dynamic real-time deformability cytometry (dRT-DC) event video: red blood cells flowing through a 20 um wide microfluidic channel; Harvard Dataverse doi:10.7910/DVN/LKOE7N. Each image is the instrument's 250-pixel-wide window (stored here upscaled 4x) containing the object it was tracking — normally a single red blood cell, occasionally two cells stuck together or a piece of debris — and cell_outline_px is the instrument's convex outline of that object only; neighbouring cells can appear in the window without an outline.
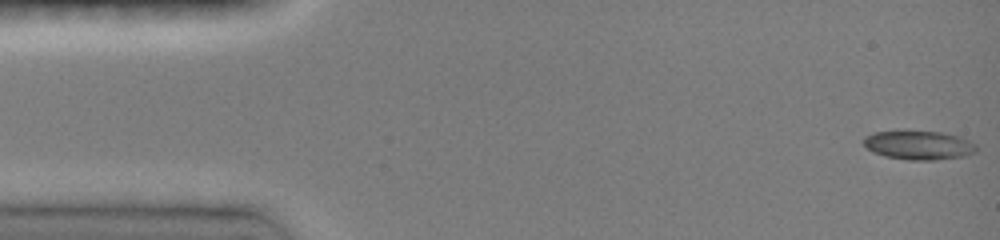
{"species": "common noctule bat (a hibernating species)", "species_latin": "Nyctalus noctula", "temperature_condition": "room temperature", "stored_images_in_passage": 44, "camera_frame_rate_fps": 3000, "um_per_image_px": 0.085, "animal": {"sex": "female", "body_mass_g": 19.0, "forearm_length_mm": 51.5}, "frame": {"image": 1, "passage_image": 1, "time_ms": 0.0, "image_size_px": [1000, 240], "cell_outline_px": [[976, 152], [964, 156], [936, 160], [908, 160], [884, 156], [872, 152], [864, 144], [864, 136], [872, 132], [904, 128], [944, 132], [960, 136], [976, 144]], "centroid_in_image_um": [78.06, 12.29], "position_along_channel_um": 6.9, "area_um2": 19.94}}
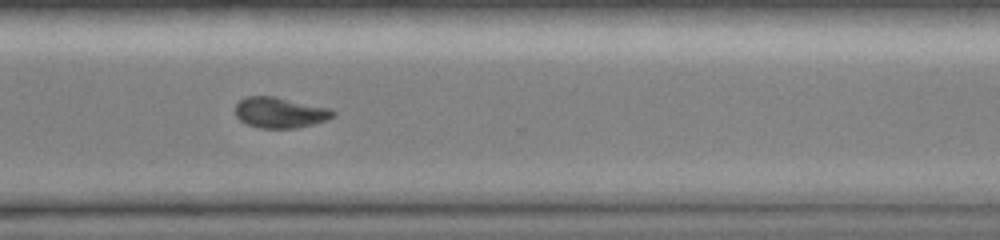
{"frame": {"image": 2, "passage_image": 32, "time_ms": 11.333, "image_size_px": [1000, 240], "cell_outline_px": [[336, 116], [328, 120], [296, 128], [260, 128], [248, 124], [240, 120], [236, 116], [236, 104], [240, 100], [248, 96], [276, 96], [328, 108], [336, 112]], "centroid_in_image_um": [23.82, 9.57], "position_along_channel_um": 346.8, "area_um2": 17.46}}
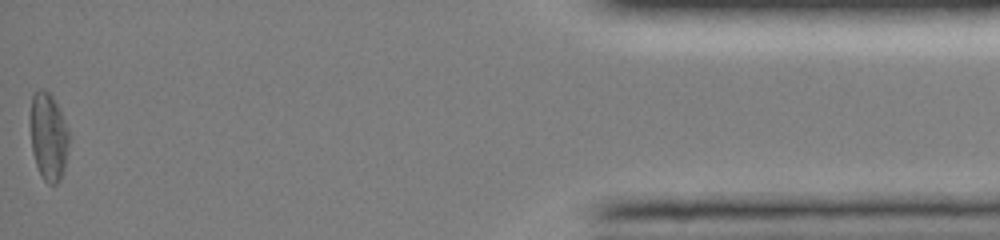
{"frame": {"image": 3, "passage_image": 44, "time_ms": 15.333, "image_size_px": [1000, 240], "cell_outline_px": [[68, 144], [64, 168], [60, 180], [56, 184], [48, 184], [44, 180], [36, 164], [32, 152], [32, 96], [36, 88], [44, 88], [52, 96], [60, 108], [68, 132]], "centroid_in_image_um": [4.13, 11.59], "position_along_channel_um": 431.1, "area_um2": 19.31}, "authors_computed_cell_mechanics": {"area_um2": 18.3515, "velocity_mm_per_s": 4.0756, "shape_relaxation_time_tau1_ms": 3.5985, "shape_relaxation_time_tau2_ms": null, "deformation_change_tau1": 0.1413, "deformation_change_tau2": null}}